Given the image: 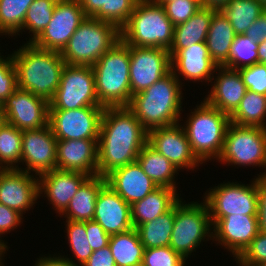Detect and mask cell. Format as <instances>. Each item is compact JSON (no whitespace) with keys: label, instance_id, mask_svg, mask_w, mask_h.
Masks as SVG:
<instances>
[{"label":"cell","instance_id":"1","mask_svg":"<svg viewBox=\"0 0 266 266\" xmlns=\"http://www.w3.org/2000/svg\"><path fill=\"white\" fill-rule=\"evenodd\" d=\"M12 60L18 88L50 102L58 89L66 65L60 52L41 49L27 42L12 53Z\"/></svg>","mask_w":266,"mask_h":266},{"label":"cell","instance_id":"2","mask_svg":"<svg viewBox=\"0 0 266 266\" xmlns=\"http://www.w3.org/2000/svg\"><path fill=\"white\" fill-rule=\"evenodd\" d=\"M180 82L179 77L170 71L149 88L132 96L127 108L147 132L179 123L183 98Z\"/></svg>","mask_w":266,"mask_h":266},{"label":"cell","instance_id":"3","mask_svg":"<svg viewBox=\"0 0 266 266\" xmlns=\"http://www.w3.org/2000/svg\"><path fill=\"white\" fill-rule=\"evenodd\" d=\"M100 106L128 107L130 87L129 45L120 39L92 65Z\"/></svg>","mask_w":266,"mask_h":266},{"label":"cell","instance_id":"4","mask_svg":"<svg viewBox=\"0 0 266 266\" xmlns=\"http://www.w3.org/2000/svg\"><path fill=\"white\" fill-rule=\"evenodd\" d=\"M121 39L129 46L157 47L169 50L174 25L163 6L154 0L138 1L128 22L120 29Z\"/></svg>","mask_w":266,"mask_h":266},{"label":"cell","instance_id":"5","mask_svg":"<svg viewBox=\"0 0 266 266\" xmlns=\"http://www.w3.org/2000/svg\"><path fill=\"white\" fill-rule=\"evenodd\" d=\"M194 110L183 126L191 150L201 163L213 157L218 159L231 123L230 116L205 101Z\"/></svg>","mask_w":266,"mask_h":266},{"label":"cell","instance_id":"6","mask_svg":"<svg viewBox=\"0 0 266 266\" xmlns=\"http://www.w3.org/2000/svg\"><path fill=\"white\" fill-rule=\"evenodd\" d=\"M120 39L115 24L86 17L60 54L68 65L92 66Z\"/></svg>","mask_w":266,"mask_h":266},{"label":"cell","instance_id":"7","mask_svg":"<svg viewBox=\"0 0 266 266\" xmlns=\"http://www.w3.org/2000/svg\"><path fill=\"white\" fill-rule=\"evenodd\" d=\"M211 226L210 212L205 201L184 204L180 199L175 204V218L169 246L186 259L206 237L212 240Z\"/></svg>","mask_w":266,"mask_h":266},{"label":"cell","instance_id":"8","mask_svg":"<svg viewBox=\"0 0 266 266\" xmlns=\"http://www.w3.org/2000/svg\"><path fill=\"white\" fill-rule=\"evenodd\" d=\"M217 160L235 166L252 165L266 168V128L230 123L222 152ZM265 176L266 172L258 175V177Z\"/></svg>","mask_w":266,"mask_h":266},{"label":"cell","instance_id":"9","mask_svg":"<svg viewBox=\"0 0 266 266\" xmlns=\"http://www.w3.org/2000/svg\"><path fill=\"white\" fill-rule=\"evenodd\" d=\"M102 107L98 101L92 66L66 64L49 110Z\"/></svg>","mask_w":266,"mask_h":266},{"label":"cell","instance_id":"10","mask_svg":"<svg viewBox=\"0 0 266 266\" xmlns=\"http://www.w3.org/2000/svg\"><path fill=\"white\" fill-rule=\"evenodd\" d=\"M251 182L246 186L228 182L211 188L204 197L210 219H222L232 214L258 215V177Z\"/></svg>","mask_w":266,"mask_h":266},{"label":"cell","instance_id":"11","mask_svg":"<svg viewBox=\"0 0 266 266\" xmlns=\"http://www.w3.org/2000/svg\"><path fill=\"white\" fill-rule=\"evenodd\" d=\"M104 109L49 110L48 124L57 140H98Z\"/></svg>","mask_w":266,"mask_h":266},{"label":"cell","instance_id":"12","mask_svg":"<svg viewBox=\"0 0 266 266\" xmlns=\"http://www.w3.org/2000/svg\"><path fill=\"white\" fill-rule=\"evenodd\" d=\"M86 17L78 0H58L51 21L32 43L41 49L61 52Z\"/></svg>","mask_w":266,"mask_h":266},{"label":"cell","instance_id":"13","mask_svg":"<svg viewBox=\"0 0 266 266\" xmlns=\"http://www.w3.org/2000/svg\"><path fill=\"white\" fill-rule=\"evenodd\" d=\"M129 56L132 96L149 88L171 71L167 49L129 46Z\"/></svg>","mask_w":266,"mask_h":266},{"label":"cell","instance_id":"14","mask_svg":"<svg viewBox=\"0 0 266 266\" xmlns=\"http://www.w3.org/2000/svg\"><path fill=\"white\" fill-rule=\"evenodd\" d=\"M21 162L27 166L23 171L38 176L57 168V139L49 124L22 131Z\"/></svg>","mask_w":266,"mask_h":266},{"label":"cell","instance_id":"15","mask_svg":"<svg viewBox=\"0 0 266 266\" xmlns=\"http://www.w3.org/2000/svg\"><path fill=\"white\" fill-rule=\"evenodd\" d=\"M5 120L19 130L39 129L48 125L49 102L33 93L17 89L2 104Z\"/></svg>","mask_w":266,"mask_h":266},{"label":"cell","instance_id":"16","mask_svg":"<svg viewBox=\"0 0 266 266\" xmlns=\"http://www.w3.org/2000/svg\"><path fill=\"white\" fill-rule=\"evenodd\" d=\"M147 142L178 170L184 167L193 170L199 163L202 164L193 154L183 126L179 123L150 130Z\"/></svg>","mask_w":266,"mask_h":266},{"label":"cell","instance_id":"17","mask_svg":"<svg viewBox=\"0 0 266 266\" xmlns=\"http://www.w3.org/2000/svg\"><path fill=\"white\" fill-rule=\"evenodd\" d=\"M29 174L21 168L0 169V203L22 215L39 197L38 177Z\"/></svg>","mask_w":266,"mask_h":266},{"label":"cell","instance_id":"18","mask_svg":"<svg viewBox=\"0 0 266 266\" xmlns=\"http://www.w3.org/2000/svg\"><path fill=\"white\" fill-rule=\"evenodd\" d=\"M211 223L214 226L213 240L229 249L236 258L259 232L257 215L232 214L222 219H211Z\"/></svg>","mask_w":266,"mask_h":266},{"label":"cell","instance_id":"19","mask_svg":"<svg viewBox=\"0 0 266 266\" xmlns=\"http://www.w3.org/2000/svg\"><path fill=\"white\" fill-rule=\"evenodd\" d=\"M93 220L100 224L109 236L134 228L131 220V205L107 184L98 194Z\"/></svg>","mask_w":266,"mask_h":266},{"label":"cell","instance_id":"20","mask_svg":"<svg viewBox=\"0 0 266 266\" xmlns=\"http://www.w3.org/2000/svg\"><path fill=\"white\" fill-rule=\"evenodd\" d=\"M90 176L69 170L54 169L43 173L38 178L39 195L44 192L50 204L61 214L68 206L70 200L74 197L80 186Z\"/></svg>","mask_w":266,"mask_h":266},{"label":"cell","instance_id":"21","mask_svg":"<svg viewBox=\"0 0 266 266\" xmlns=\"http://www.w3.org/2000/svg\"><path fill=\"white\" fill-rule=\"evenodd\" d=\"M98 140H57V169L97 175Z\"/></svg>","mask_w":266,"mask_h":266},{"label":"cell","instance_id":"22","mask_svg":"<svg viewBox=\"0 0 266 266\" xmlns=\"http://www.w3.org/2000/svg\"><path fill=\"white\" fill-rule=\"evenodd\" d=\"M217 70L219 74L215 78L216 82L212 84L210 94L204 101L231 116L245 96L247 88L238 69L218 66Z\"/></svg>","mask_w":266,"mask_h":266},{"label":"cell","instance_id":"23","mask_svg":"<svg viewBox=\"0 0 266 266\" xmlns=\"http://www.w3.org/2000/svg\"><path fill=\"white\" fill-rule=\"evenodd\" d=\"M105 178L107 185L130 205L158 188L137 161L115 169Z\"/></svg>","mask_w":266,"mask_h":266},{"label":"cell","instance_id":"24","mask_svg":"<svg viewBox=\"0 0 266 266\" xmlns=\"http://www.w3.org/2000/svg\"><path fill=\"white\" fill-rule=\"evenodd\" d=\"M98 140L148 141V132L127 107L105 108Z\"/></svg>","mask_w":266,"mask_h":266},{"label":"cell","instance_id":"25","mask_svg":"<svg viewBox=\"0 0 266 266\" xmlns=\"http://www.w3.org/2000/svg\"><path fill=\"white\" fill-rule=\"evenodd\" d=\"M217 65L211 60L206 42L193 44L191 47L180 49L171 58V71L192 81L206 80L212 82ZM178 72V73H177Z\"/></svg>","mask_w":266,"mask_h":266},{"label":"cell","instance_id":"26","mask_svg":"<svg viewBox=\"0 0 266 266\" xmlns=\"http://www.w3.org/2000/svg\"><path fill=\"white\" fill-rule=\"evenodd\" d=\"M147 141L98 140L97 175L106 177L115 169L136 162Z\"/></svg>","mask_w":266,"mask_h":266},{"label":"cell","instance_id":"27","mask_svg":"<svg viewBox=\"0 0 266 266\" xmlns=\"http://www.w3.org/2000/svg\"><path fill=\"white\" fill-rule=\"evenodd\" d=\"M176 189L158 187L142 200L131 205V220L134 228L152 221L169 211L181 198Z\"/></svg>","mask_w":266,"mask_h":266},{"label":"cell","instance_id":"28","mask_svg":"<svg viewBox=\"0 0 266 266\" xmlns=\"http://www.w3.org/2000/svg\"><path fill=\"white\" fill-rule=\"evenodd\" d=\"M216 10L202 7L186 22L174 26L171 48L168 50L172 58L180 49L191 47L199 42H206L213 14Z\"/></svg>","mask_w":266,"mask_h":266},{"label":"cell","instance_id":"29","mask_svg":"<svg viewBox=\"0 0 266 266\" xmlns=\"http://www.w3.org/2000/svg\"><path fill=\"white\" fill-rule=\"evenodd\" d=\"M107 184L106 178L90 176L70 200L67 208L61 215L71 221H90L94 218L96 200L100 190Z\"/></svg>","mask_w":266,"mask_h":266},{"label":"cell","instance_id":"30","mask_svg":"<svg viewBox=\"0 0 266 266\" xmlns=\"http://www.w3.org/2000/svg\"><path fill=\"white\" fill-rule=\"evenodd\" d=\"M236 33L221 11H216L206 37V46L211 60L217 66H224L229 60V51Z\"/></svg>","mask_w":266,"mask_h":266},{"label":"cell","instance_id":"31","mask_svg":"<svg viewBox=\"0 0 266 266\" xmlns=\"http://www.w3.org/2000/svg\"><path fill=\"white\" fill-rule=\"evenodd\" d=\"M136 161L158 187L176 189L174 175L179 170L148 142L141 149Z\"/></svg>","mask_w":266,"mask_h":266},{"label":"cell","instance_id":"32","mask_svg":"<svg viewBox=\"0 0 266 266\" xmlns=\"http://www.w3.org/2000/svg\"><path fill=\"white\" fill-rule=\"evenodd\" d=\"M108 246L116 266H134L142 263L145 248L136 228L110 236Z\"/></svg>","mask_w":266,"mask_h":266},{"label":"cell","instance_id":"33","mask_svg":"<svg viewBox=\"0 0 266 266\" xmlns=\"http://www.w3.org/2000/svg\"><path fill=\"white\" fill-rule=\"evenodd\" d=\"M175 218V205L152 221L140 224L136 229L144 248L169 246Z\"/></svg>","mask_w":266,"mask_h":266},{"label":"cell","instance_id":"34","mask_svg":"<svg viewBox=\"0 0 266 266\" xmlns=\"http://www.w3.org/2000/svg\"><path fill=\"white\" fill-rule=\"evenodd\" d=\"M266 95L246 91L230 121L239 126L266 128Z\"/></svg>","mask_w":266,"mask_h":266},{"label":"cell","instance_id":"35","mask_svg":"<svg viewBox=\"0 0 266 266\" xmlns=\"http://www.w3.org/2000/svg\"><path fill=\"white\" fill-rule=\"evenodd\" d=\"M264 10L258 0H230L221 12L231 23L236 34H244Z\"/></svg>","mask_w":266,"mask_h":266},{"label":"cell","instance_id":"36","mask_svg":"<svg viewBox=\"0 0 266 266\" xmlns=\"http://www.w3.org/2000/svg\"><path fill=\"white\" fill-rule=\"evenodd\" d=\"M21 152L22 130L6 122L0 128V169H18Z\"/></svg>","mask_w":266,"mask_h":266},{"label":"cell","instance_id":"37","mask_svg":"<svg viewBox=\"0 0 266 266\" xmlns=\"http://www.w3.org/2000/svg\"><path fill=\"white\" fill-rule=\"evenodd\" d=\"M34 0H0V34L19 35L27 10Z\"/></svg>","mask_w":266,"mask_h":266},{"label":"cell","instance_id":"38","mask_svg":"<svg viewBox=\"0 0 266 266\" xmlns=\"http://www.w3.org/2000/svg\"><path fill=\"white\" fill-rule=\"evenodd\" d=\"M58 0H34L29 6L25 20L23 22L24 29L29 30L33 36L29 43L34 42L45 30L51 21L56 2Z\"/></svg>","mask_w":266,"mask_h":266},{"label":"cell","instance_id":"39","mask_svg":"<svg viewBox=\"0 0 266 266\" xmlns=\"http://www.w3.org/2000/svg\"><path fill=\"white\" fill-rule=\"evenodd\" d=\"M258 43L245 34H237L229 51V60L224 65L240 69L258 63Z\"/></svg>","mask_w":266,"mask_h":266},{"label":"cell","instance_id":"40","mask_svg":"<svg viewBox=\"0 0 266 266\" xmlns=\"http://www.w3.org/2000/svg\"><path fill=\"white\" fill-rule=\"evenodd\" d=\"M67 236L69 241V246L73 252L74 257H76L78 266H82L91 256L93 250L88 242L87 233L85 228V221H71L66 220Z\"/></svg>","mask_w":266,"mask_h":266},{"label":"cell","instance_id":"41","mask_svg":"<svg viewBox=\"0 0 266 266\" xmlns=\"http://www.w3.org/2000/svg\"><path fill=\"white\" fill-rule=\"evenodd\" d=\"M186 259L170 246L145 248L142 263L146 266H185Z\"/></svg>","mask_w":266,"mask_h":266},{"label":"cell","instance_id":"42","mask_svg":"<svg viewBox=\"0 0 266 266\" xmlns=\"http://www.w3.org/2000/svg\"><path fill=\"white\" fill-rule=\"evenodd\" d=\"M174 26L186 22L202 8L200 0H173L163 5Z\"/></svg>","mask_w":266,"mask_h":266},{"label":"cell","instance_id":"43","mask_svg":"<svg viewBox=\"0 0 266 266\" xmlns=\"http://www.w3.org/2000/svg\"><path fill=\"white\" fill-rule=\"evenodd\" d=\"M1 55V54H0ZM0 56V104L10 97L17 89V74L12 60V55Z\"/></svg>","mask_w":266,"mask_h":266},{"label":"cell","instance_id":"44","mask_svg":"<svg viewBox=\"0 0 266 266\" xmlns=\"http://www.w3.org/2000/svg\"><path fill=\"white\" fill-rule=\"evenodd\" d=\"M238 70L247 90L266 95V64L256 63Z\"/></svg>","mask_w":266,"mask_h":266},{"label":"cell","instance_id":"45","mask_svg":"<svg viewBox=\"0 0 266 266\" xmlns=\"http://www.w3.org/2000/svg\"><path fill=\"white\" fill-rule=\"evenodd\" d=\"M236 259L240 265L266 263V233L259 231L252 242Z\"/></svg>","mask_w":266,"mask_h":266},{"label":"cell","instance_id":"46","mask_svg":"<svg viewBox=\"0 0 266 266\" xmlns=\"http://www.w3.org/2000/svg\"><path fill=\"white\" fill-rule=\"evenodd\" d=\"M139 0H107V22L121 29L134 12Z\"/></svg>","mask_w":266,"mask_h":266},{"label":"cell","instance_id":"47","mask_svg":"<svg viewBox=\"0 0 266 266\" xmlns=\"http://www.w3.org/2000/svg\"><path fill=\"white\" fill-rule=\"evenodd\" d=\"M85 228L88 242L93 251L108 245L110 236L96 221H85Z\"/></svg>","mask_w":266,"mask_h":266},{"label":"cell","instance_id":"48","mask_svg":"<svg viewBox=\"0 0 266 266\" xmlns=\"http://www.w3.org/2000/svg\"><path fill=\"white\" fill-rule=\"evenodd\" d=\"M22 214L0 203V236L21 224Z\"/></svg>","mask_w":266,"mask_h":266},{"label":"cell","instance_id":"49","mask_svg":"<svg viewBox=\"0 0 266 266\" xmlns=\"http://www.w3.org/2000/svg\"><path fill=\"white\" fill-rule=\"evenodd\" d=\"M87 17L107 22V0H78Z\"/></svg>","mask_w":266,"mask_h":266},{"label":"cell","instance_id":"50","mask_svg":"<svg viewBox=\"0 0 266 266\" xmlns=\"http://www.w3.org/2000/svg\"><path fill=\"white\" fill-rule=\"evenodd\" d=\"M258 230L266 233V176L258 177Z\"/></svg>","mask_w":266,"mask_h":266},{"label":"cell","instance_id":"51","mask_svg":"<svg viewBox=\"0 0 266 266\" xmlns=\"http://www.w3.org/2000/svg\"><path fill=\"white\" fill-rule=\"evenodd\" d=\"M82 266H116L110 247L93 251L89 259Z\"/></svg>","mask_w":266,"mask_h":266},{"label":"cell","instance_id":"52","mask_svg":"<svg viewBox=\"0 0 266 266\" xmlns=\"http://www.w3.org/2000/svg\"><path fill=\"white\" fill-rule=\"evenodd\" d=\"M244 34L257 43L266 40V9L248 27Z\"/></svg>","mask_w":266,"mask_h":266},{"label":"cell","instance_id":"53","mask_svg":"<svg viewBox=\"0 0 266 266\" xmlns=\"http://www.w3.org/2000/svg\"><path fill=\"white\" fill-rule=\"evenodd\" d=\"M35 266H78L77 263L72 261V259L64 258L63 256H56V257H41L36 261Z\"/></svg>","mask_w":266,"mask_h":266},{"label":"cell","instance_id":"54","mask_svg":"<svg viewBox=\"0 0 266 266\" xmlns=\"http://www.w3.org/2000/svg\"><path fill=\"white\" fill-rule=\"evenodd\" d=\"M230 0H200L202 7L211 8L216 11H221L228 5Z\"/></svg>","mask_w":266,"mask_h":266},{"label":"cell","instance_id":"55","mask_svg":"<svg viewBox=\"0 0 266 266\" xmlns=\"http://www.w3.org/2000/svg\"><path fill=\"white\" fill-rule=\"evenodd\" d=\"M258 63L266 64V40L258 43Z\"/></svg>","mask_w":266,"mask_h":266},{"label":"cell","instance_id":"56","mask_svg":"<svg viewBox=\"0 0 266 266\" xmlns=\"http://www.w3.org/2000/svg\"><path fill=\"white\" fill-rule=\"evenodd\" d=\"M2 241L3 240H0V266H4V264L2 263V257L4 256L3 253H5L6 248H7V245L4 243V241L3 242Z\"/></svg>","mask_w":266,"mask_h":266},{"label":"cell","instance_id":"57","mask_svg":"<svg viewBox=\"0 0 266 266\" xmlns=\"http://www.w3.org/2000/svg\"><path fill=\"white\" fill-rule=\"evenodd\" d=\"M6 123L3 108H0V128Z\"/></svg>","mask_w":266,"mask_h":266},{"label":"cell","instance_id":"58","mask_svg":"<svg viewBox=\"0 0 266 266\" xmlns=\"http://www.w3.org/2000/svg\"><path fill=\"white\" fill-rule=\"evenodd\" d=\"M158 5L163 6L165 3L171 2L173 0H154Z\"/></svg>","mask_w":266,"mask_h":266},{"label":"cell","instance_id":"59","mask_svg":"<svg viewBox=\"0 0 266 266\" xmlns=\"http://www.w3.org/2000/svg\"><path fill=\"white\" fill-rule=\"evenodd\" d=\"M240 266H266V263H259V264H253V265H240Z\"/></svg>","mask_w":266,"mask_h":266},{"label":"cell","instance_id":"60","mask_svg":"<svg viewBox=\"0 0 266 266\" xmlns=\"http://www.w3.org/2000/svg\"><path fill=\"white\" fill-rule=\"evenodd\" d=\"M262 5L263 7L266 9V0H258Z\"/></svg>","mask_w":266,"mask_h":266},{"label":"cell","instance_id":"61","mask_svg":"<svg viewBox=\"0 0 266 266\" xmlns=\"http://www.w3.org/2000/svg\"><path fill=\"white\" fill-rule=\"evenodd\" d=\"M134 266H146V265H144L143 263H140V264L134 265Z\"/></svg>","mask_w":266,"mask_h":266}]
</instances>
